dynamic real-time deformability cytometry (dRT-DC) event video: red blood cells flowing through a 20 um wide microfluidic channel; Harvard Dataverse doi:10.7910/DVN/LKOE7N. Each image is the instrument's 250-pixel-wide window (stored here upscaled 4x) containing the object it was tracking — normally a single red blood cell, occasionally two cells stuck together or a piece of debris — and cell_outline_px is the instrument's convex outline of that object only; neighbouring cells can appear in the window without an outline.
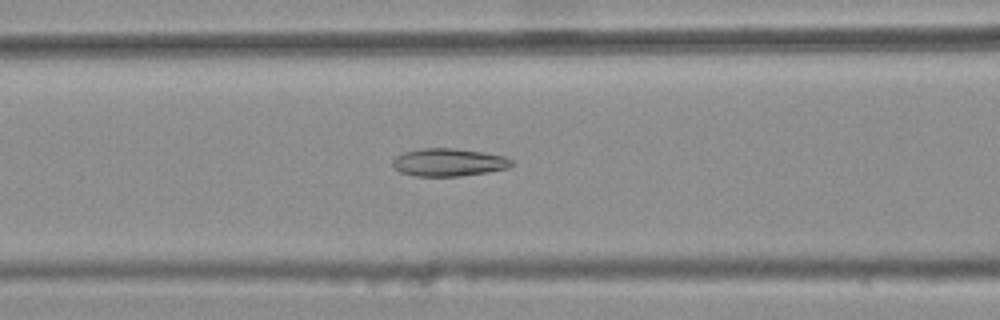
{"species": "common noctule bat (a hibernating species)", "species_latin": "Nyctalus noctula", "temperature_condition": "warm", "stored_images_in_passage": 36, "camera_frame_rate_fps": 3000, "um_per_image_px": 0.085, "animal": {"sex": "female", "body_mass_g": 25.1}, "frame": {"image": 1, "passage_image": 14, "time_ms": 4.333, "image_size_px": [1000, 320], "cell_outline_px": [[512, 164], [508, 168], [488, 172], [460, 176], [416, 176], [400, 172], [392, 164], [392, 160], [396, 156], [404, 152], [424, 148], [456, 148], [504, 156], [512, 160]], "centroid_in_image_um": [38.12, 13.8], "position_along_channel_um": 128.5, "area_um2": 19.13}}
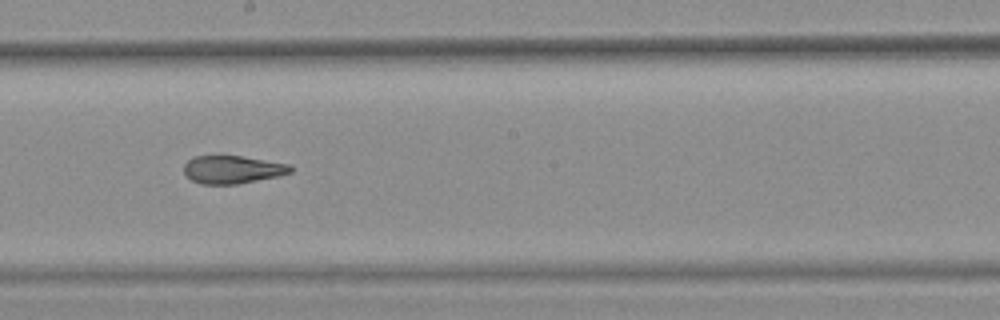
{"frame": {"image": 2, "passage_image": 22, "time_ms": 7.0, "image_size_px": [1000, 320], "cell_outline_px": [[292, 172], [280, 176], [236, 184], [200, 184], [192, 180], [184, 172], [184, 164], [192, 156], [240, 156], [288, 164], [292, 168]], "centroid_in_image_um": [19.74, 14.41], "position_along_channel_um": 228.5, "area_um2": 17.22}}
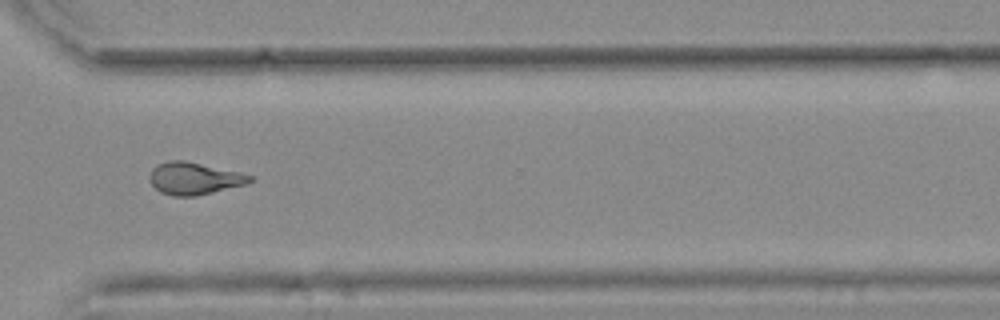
{"frame": {"image": 3, "passage_image": 32, "time_ms": 10.333, "image_size_px": [1000, 320], "cell_outline_px": [[252, 180], [244, 184], [196, 196], [172, 196], [160, 192], [148, 180], [148, 176], [152, 168], [156, 164], [168, 160], [184, 160], [240, 172], [252, 176]], "centroid_in_image_um": [16.43, 15.15], "position_along_channel_um": 354.2, "area_um2": 18.79}, "authors_computed_cell_mechanics": {"area_um2": 18.9873, "velocity_mm_per_s": 3.7543, "shape_relaxation_time_tau1_ms": null, "shape_relaxation_time_tau2_ms": 2.1267, "deformation_change_tau1": null, "deformation_change_tau2": 0.1071}}